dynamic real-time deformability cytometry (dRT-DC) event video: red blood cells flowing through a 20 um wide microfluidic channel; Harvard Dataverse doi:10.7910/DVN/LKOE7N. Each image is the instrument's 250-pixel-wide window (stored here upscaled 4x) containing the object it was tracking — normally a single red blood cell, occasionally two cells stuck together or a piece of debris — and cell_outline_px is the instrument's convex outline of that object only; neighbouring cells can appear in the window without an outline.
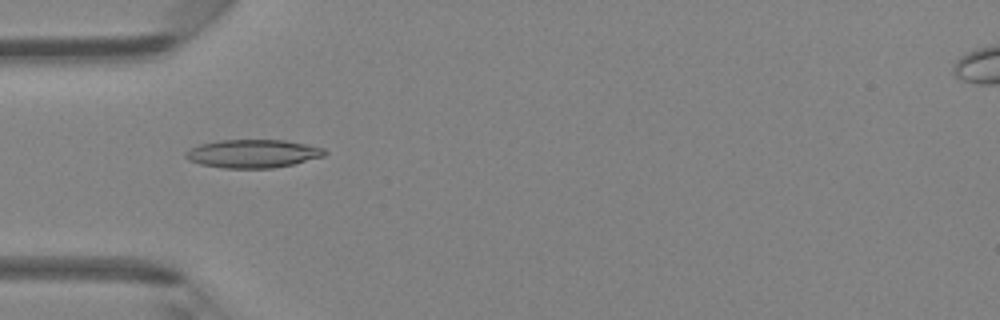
{"species": "Egyptian fruit bat (a non-hibernating species)", "species_latin": "Rousettus aegyptiacus", "temperature_condition": "room temperature", "stored_images_in_passage": 39, "camera_frame_rate_fps": 3000, "um_per_image_px": 0.085, "animal": {"sex": "female"}, "frame": {"image": 1, "passage_image": 7, "time_ms": 2.0, "image_size_px": [1000, 320], "cell_outline_px": [[328, 152], [324, 156], [292, 164], [272, 168], [224, 168], [200, 164], [188, 160], [184, 156], [184, 152], [188, 148], [200, 144], [220, 140], [284, 140], [324, 148]], "centroid_in_image_um": [21.45, 13.06], "position_along_channel_um": 63.6, "area_um2": 22.89}}
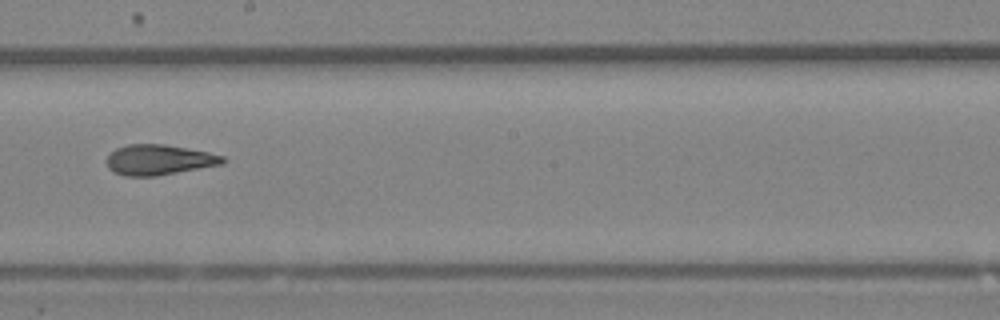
{"frame": {"image": 2, "passage_image": 19, "time_ms": 6.0, "image_size_px": [1000, 320], "cell_outline_px": [[228, 160], [224, 164], [156, 176], [124, 176], [112, 172], [108, 168], [108, 156], [116, 148], [128, 144], [164, 144], [208, 152], [224, 156]], "centroid_in_image_um": [13.54, 13.59], "position_along_channel_um": 234.7, "area_um2": 20.58}}
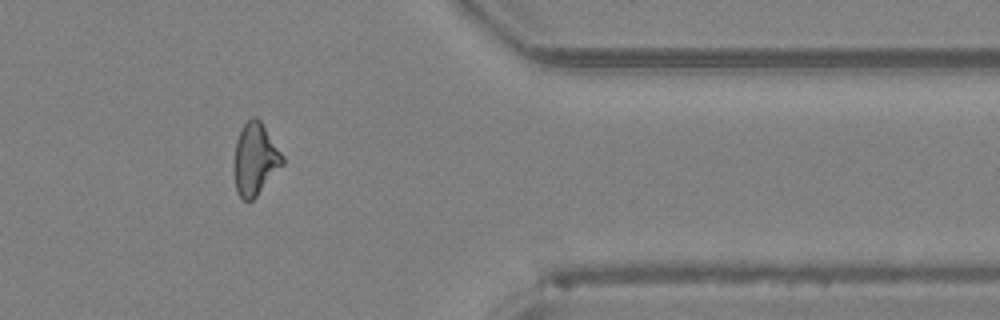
{"frame": {"image": 3, "passage_image": 31, "time_ms": 10.0, "image_size_px": [1000, 320], "cell_outline_px": [[284, 164], [256, 196], [252, 200], [244, 200], [236, 192], [232, 172], [232, 164], [236, 140], [240, 128], [252, 116], [256, 116], [260, 120], [284, 156]], "centroid_in_image_um": [21.65, 13.53], "position_along_channel_um": 389.8, "area_um2": 20.75}, "authors_computed_cell_mechanics": {"area_um2": 20.5768, "velocity_mm_per_s": 4.3305, "shape_relaxation_time_tau1_ms": null, "shape_relaxation_time_tau2_ms": 2.2468, "deformation_change_tau1": null, "deformation_change_tau2": 0.0964}}